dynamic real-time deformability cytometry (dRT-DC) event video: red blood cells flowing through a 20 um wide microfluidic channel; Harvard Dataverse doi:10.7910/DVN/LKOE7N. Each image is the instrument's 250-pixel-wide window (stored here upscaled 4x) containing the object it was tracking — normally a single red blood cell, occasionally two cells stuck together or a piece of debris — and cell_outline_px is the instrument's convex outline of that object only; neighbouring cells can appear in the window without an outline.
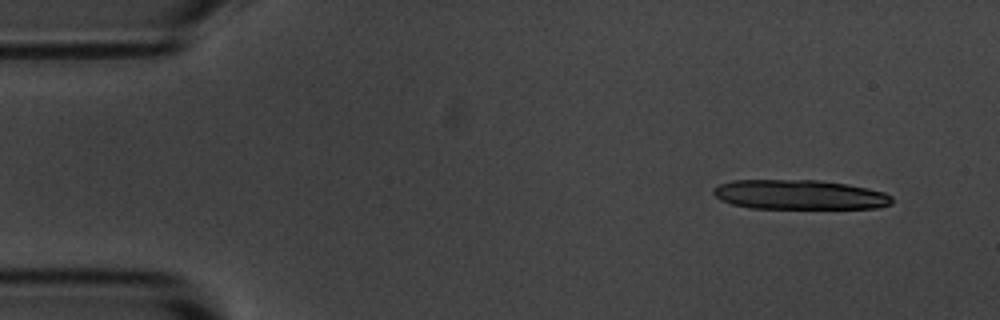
{"species": "common noctule bat (a hibernating species)", "species_latin": "Nyctalus noctula", "temperature_condition": "room temperature", "stored_images_in_passage": 14, "camera_frame_rate_fps": 3000, "um_per_image_px": 0.085, "animal": {"sex": "male", "body_mass_g": 20.1, "forearm_length_mm": 53.5}, "frame": {"image": 1, "passage_image": 4, "time_ms": 1.0, "image_size_px": [1000, 320], "cell_outline_px": [[892, 204], [876, 208], [748, 208], [732, 204], [720, 200], [712, 192], [712, 188], [720, 184], [732, 180], [820, 180], [848, 184], [868, 188], [884, 192], [892, 196]], "centroid_in_image_um": [67.95, 16.54], "position_along_channel_um": 17.1, "area_um2": 30.98}}